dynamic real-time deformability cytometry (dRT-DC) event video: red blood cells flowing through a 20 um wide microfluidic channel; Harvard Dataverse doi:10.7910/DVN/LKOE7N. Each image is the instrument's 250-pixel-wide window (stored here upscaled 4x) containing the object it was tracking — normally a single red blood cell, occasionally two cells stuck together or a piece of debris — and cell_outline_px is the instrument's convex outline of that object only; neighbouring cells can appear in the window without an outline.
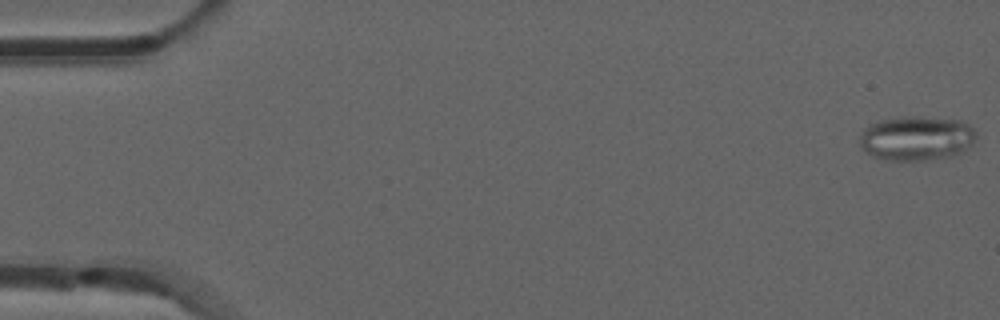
{"species": "common noctule bat (a hibernating species)", "species_latin": "Nyctalus noctula", "temperature_condition": "room temperature", "stored_images_in_passage": 53, "camera_frame_rate_fps": 3000, "um_per_image_px": 0.085, "animal": {"sex": "male", "forearm_length_mm": 52.5}, "frame": {"image": 1, "passage_image": 1, "time_ms": 0.0, "image_size_px": [1000, 320], "cell_outline_px": [[976, 136], [972, 144], [964, 152], [952, 156], [928, 160], [884, 160], [872, 156], [860, 144], [860, 132], [864, 128], [880, 120], [904, 116], [920, 116], [960, 120], [968, 124], [976, 132]], "centroid_in_image_um": [77.92, 11.75], "position_along_channel_um": 7.1, "area_um2": 30.4}}
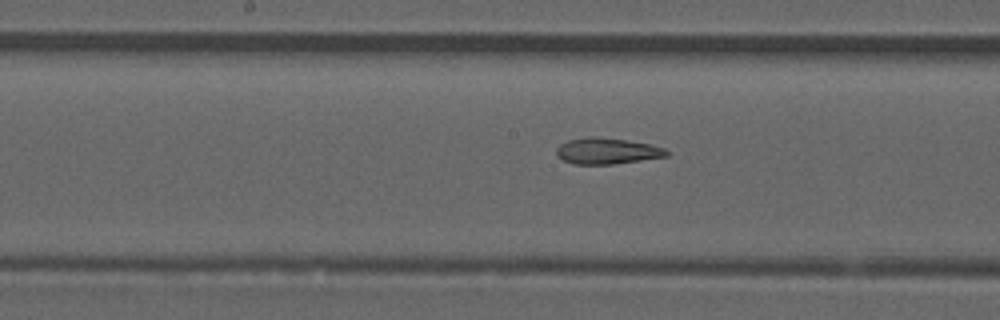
{"frame": {"image": 2, "passage_image": 27, "time_ms": 8.667, "image_size_px": [1000, 320], "cell_outline_px": [[668, 156], [612, 164], [576, 164], [564, 160], [556, 156], [556, 148], [560, 144], [568, 140], [588, 136], [592, 136], [624, 140], [648, 144], [664, 148], [668, 152]], "centroid_in_image_um": [51.55, 12.83], "position_along_channel_um": 196.7, "area_um2": 16.53}}
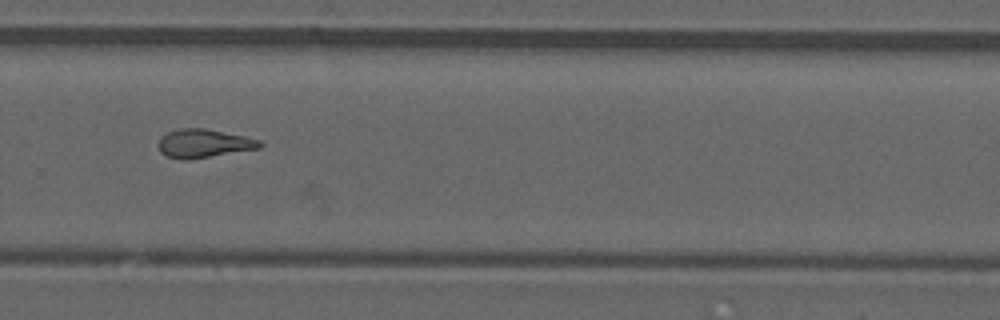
{"frame": {"image": 3, "passage_image": 36, "time_ms": 11.667, "image_size_px": [1000, 320], "cell_outline_px": [[264, 144], [260, 148], [188, 160], [180, 160], [168, 156], [160, 152], [156, 144], [160, 136], [168, 132], [180, 128], [204, 128], [244, 136], [260, 140]], "centroid_in_image_um": [17.28, 12.19], "position_along_channel_um": 312.5, "area_um2": 16.99}, "authors_computed_cell_mechanics": {"area_um2": 17.629, "velocity_mm_per_s": 3.8799, "shape_relaxation_time_tau1_ms": null, "shape_relaxation_time_tau2_ms": 5.6921, "deformation_change_tau1": null, "deformation_change_tau2": 0.1609}}